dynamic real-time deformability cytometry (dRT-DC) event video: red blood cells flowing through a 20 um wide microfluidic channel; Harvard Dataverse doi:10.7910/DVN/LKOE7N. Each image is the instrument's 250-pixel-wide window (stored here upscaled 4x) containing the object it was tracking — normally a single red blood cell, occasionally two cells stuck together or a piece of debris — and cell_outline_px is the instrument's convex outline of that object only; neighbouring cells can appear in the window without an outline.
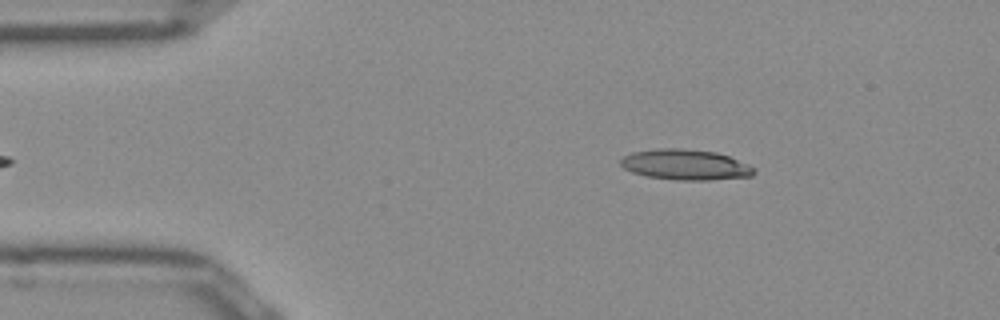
{"species": "Egyptian fruit bat (a non-hibernating species)", "species_latin": "Rousettus aegyptiacus", "temperature_condition": "room temperature", "stored_images_in_passage": 38, "camera_frame_rate_fps": 3000, "um_per_image_px": 0.085, "frame": {"image": 1, "passage_image": 3, "time_ms": 0.667, "image_size_px": [1000, 320], "cell_outline_px": [[756, 172], [752, 176], [708, 180], [676, 180], [648, 176], [632, 172], [624, 168], [620, 164], [620, 160], [624, 156], [632, 152], [660, 148], [676, 148], [716, 152], [728, 156], [748, 164], [756, 168]], "centroid_in_image_um": [58.27, 14.0], "position_along_channel_um": 26.7, "area_um2": 23.64}}
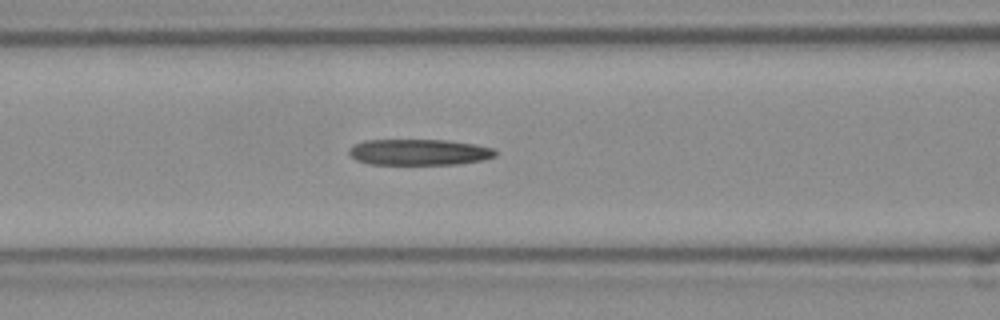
{"frame": {"image": 2, "passage_image": 15, "time_ms": 4.667, "image_size_px": [1000, 320], "cell_outline_px": [[496, 156], [484, 160], [460, 164], [368, 164], [356, 160], [348, 152], [348, 148], [364, 140], [448, 140], [476, 144], [496, 148]], "centroid_in_image_um": [35.67, 12.93], "position_along_channel_um": 130.9, "area_um2": 22.43}}
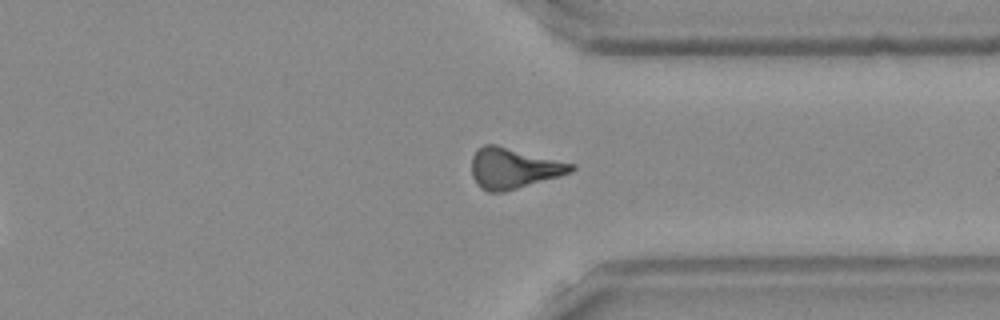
{"frame": {"image": 3, "passage_image": 33, "time_ms": 10.667, "image_size_px": [1000, 320], "cell_outline_px": [[576, 168], [572, 172], [560, 176], [504, 192], [488, 192], [480, 188], [472, 176], [472, 156], [476, 148], [484, 144], [496, 144], [576, 164]], "centroid_in_image_um": [43.65, 14.29], "position_along_channel_um": 367.8, "area_um2": 23.81}, "authors_computed_cell_mechanics": {"area_um2": 22.9177, "velocity_mm_per_s": 3.9816, "shape_relaxation_time_tau1_ms": null, "shape_relaxation_time_tau2_ms": 7.6938, "deformation_change_tau1": null, "deformation_change_tau2": 0.2523}}